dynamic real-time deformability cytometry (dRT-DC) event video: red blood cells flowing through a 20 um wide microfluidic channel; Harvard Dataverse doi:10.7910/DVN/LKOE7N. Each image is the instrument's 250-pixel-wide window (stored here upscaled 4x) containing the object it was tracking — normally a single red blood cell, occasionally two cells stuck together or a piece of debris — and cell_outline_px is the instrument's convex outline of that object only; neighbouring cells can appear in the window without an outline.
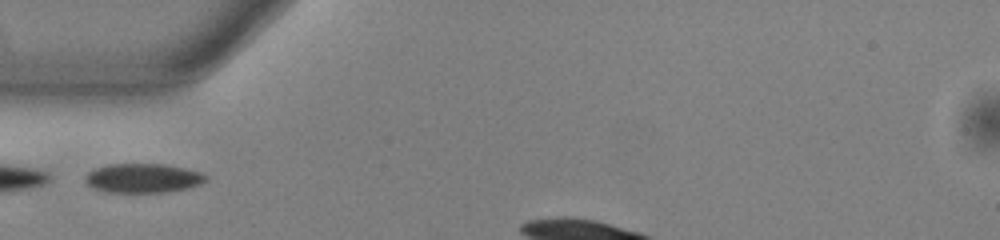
{"species": "common noctule bat (a hibernating species)", "species_latin": "Nyctalus noctula", "temperature_condition": "warm", "stored_images_in_passage": 17, "camera_frame_rate_fps": 3000, "um_per_image_px": 0.085, "animal": {"sex": "male", "body_mass_g": 13.0, "forearm_length_mm": 53.1}, "frame": {"image": 1, "passage_image": 1, "time_ms": 0.0, "image_size_px": [1000, 240], "cell_outline_px": [[208, 180], [200, 184], [184, 188], [164, 192], [108, 192], [96, 188], [88, 184], [84, 180], [84, 176], [88, 172], [96, 168], [108, 164], [164, 164], [204, 172], [208, 176]], "centroid_in_image_um": [12.18, 15.13], "position_along_channel_um": 72.8, "area_um2": 20.46}}